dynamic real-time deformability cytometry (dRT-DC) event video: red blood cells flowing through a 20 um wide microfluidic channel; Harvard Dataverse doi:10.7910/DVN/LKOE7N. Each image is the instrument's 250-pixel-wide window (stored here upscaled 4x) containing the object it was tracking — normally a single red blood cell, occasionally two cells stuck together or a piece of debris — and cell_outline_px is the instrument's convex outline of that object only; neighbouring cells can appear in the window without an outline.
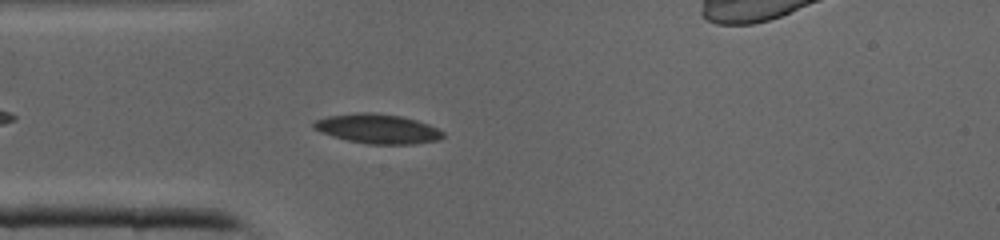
{"species": "common noctule bat (a hibernating species)", "species_latin": "Nyctalus noctula", "temperature_condition": "cold", "stored_images_in_passage": 34, "camera_frame_rate_fps": 3000, "um_per_image_px": 0.085, "animal": {"sex": "male", "body_mass_g": 19.0, "forearm_length_mm": 50.8}, "frame": {"image": 1, "passage_image": 4, "time_ms": 1.0, "image_size_px": [1000, 240], "cell_outline_px": [[444, 136], [436, 140], [412, 144], [368, 144], [348, 140], [332, 136], [320, 132], [312, 128], [312, 124], [316, 120], [328, 116], [360, 112], [372, 112], [400, 116], [416, 120], [428, 124], [444, 132]], "centroid_in_image_um": [32.07, 10.94], "position_along_channel_um": 52.9, "area_um2": 22.08}}
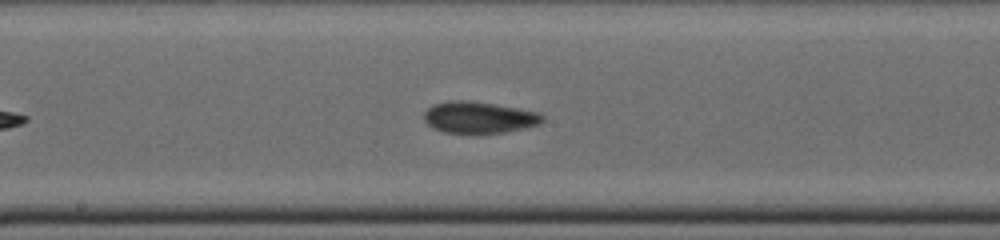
{"frame": {"image": 2, "passage_image": 14, "time_ms": 4.333, "image_size_px": [1000, 240], "cell_outline_px": [[544, 120], [540, 124], [524, 128], [504, 132], [444, 132], [432, 128], [424, 120], [424, 112], [428, 108], [436, 104], [448, 100], [468, 100], [540, 112], [544, 116]], "centroid_in_image_um": [40.72, 9.97], "position_along_channel_um": 207.5, "area_um2": 21.5}}
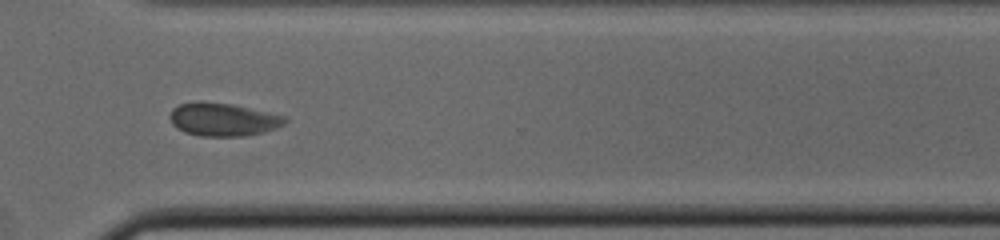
{"frame": {"image": 3, "passage_image": 23, "time_ms": 7.333, "image_size_px": [1000, 240], "cell_outline_px": [[288, 120], [284, 124], [276, 128], [264, 132], [244, 136], [200, 136], [184, 132], [176, 128], [172, 124], [168, 116], [172, 108], [180, 104], [196, 100], [200, 100], [232, 104], [284, 116]], "centroid_in_image_um": [18.9, 10.14], "position_along_channel_um": 351.7, "area_um2": 22.43}}